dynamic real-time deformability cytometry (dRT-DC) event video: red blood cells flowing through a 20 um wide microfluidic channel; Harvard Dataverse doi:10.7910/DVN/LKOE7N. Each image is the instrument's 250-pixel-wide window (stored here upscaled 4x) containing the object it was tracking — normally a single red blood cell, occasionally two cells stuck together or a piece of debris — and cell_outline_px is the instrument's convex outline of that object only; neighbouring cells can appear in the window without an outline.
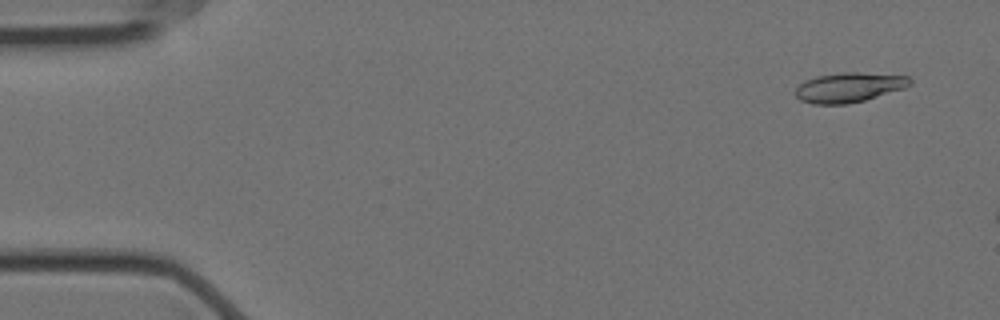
{"species": "Egyptian fruit bat (a non-hibernating species)", "species_latin": "Rousettus aegyptiacus", "temperature_condition": "cold", "stored_images_in_passage": 11, "camera_frame_rate_fps": 3000, "um_per_image_px": 0.085, "animal": {"sex": "female"}, "frame": {"image": 1, "passage_image": 4, "time_ms": 1.0, "image_size_px": [1000, 320], "cell_outline_px": [[912, 84], [904, 88], [864, 100], [848, 104], [812, 104], [800, 100], [792, 92], [804, 80], [816, 76], [844, 72], [860, 72], [908, 76], [912, 80]], "centroid_in_image_um": [72.13, 7.42], "position_along_channel_um": 12.9, "area_um2": 19.94}}